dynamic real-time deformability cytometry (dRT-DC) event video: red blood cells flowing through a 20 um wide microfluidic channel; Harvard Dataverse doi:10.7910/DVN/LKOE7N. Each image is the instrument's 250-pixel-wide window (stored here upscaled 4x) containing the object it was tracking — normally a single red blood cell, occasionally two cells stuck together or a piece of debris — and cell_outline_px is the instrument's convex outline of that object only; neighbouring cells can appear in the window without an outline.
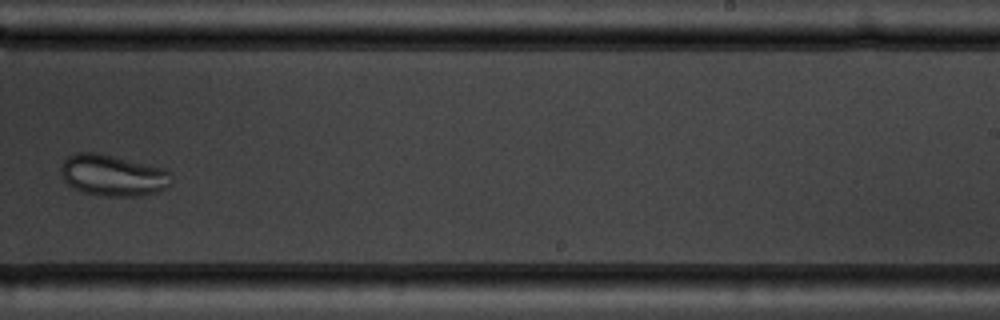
{"species": "common noctule bat (a hibernating species)", "species_latin": "Nyctalus noctula", "temperature_condition": "warm", "stored_images_in_passage": 10, "camera_frame_rate_fps": 3000, "um_per_image_px": 0.085, "animal": {"sex": "male", "body_mass_g": 19.5, "forearm_length_mm": 54.6}, "frame": {"image": 1, "passage_image": 10, "time_ms": 10.333, "image_size_px": [1000, 320], "cell_outline_px": [[172, 184], [168, 188], [156, 192], [140, 196], [96, 196], [84, 192], [68, 184], [64, 180], [60, 172], [60, 168], [64, 160], [68, 156], [76, 152], [96, 152], [164, 168], [172, 172]], "centroid_in_image_um": [9.62, 14.91], "position_along_channel_um": 279.4, "area_um2": 26.88}}